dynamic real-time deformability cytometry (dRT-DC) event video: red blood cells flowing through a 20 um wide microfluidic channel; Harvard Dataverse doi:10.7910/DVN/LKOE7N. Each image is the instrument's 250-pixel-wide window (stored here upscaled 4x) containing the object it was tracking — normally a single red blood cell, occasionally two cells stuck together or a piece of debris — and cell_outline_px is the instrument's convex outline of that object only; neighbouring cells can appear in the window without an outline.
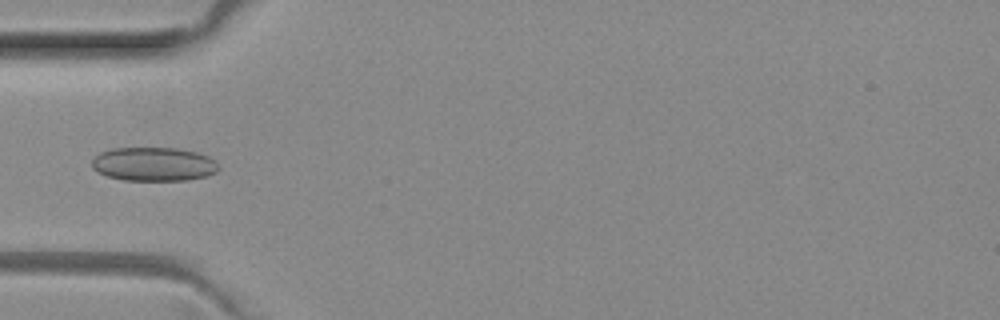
{"species": "common noctule bat (a hibernating species)", "species_latin": "Nyctalus noctula", "temperature_condition": "room temperature", "stored_images_in_passage": 6, "camera_frame_rate_fps": 3000, "um_per_image_px": 0.085, "animal": {"sex": "female", "body_mass_g": 29.2, "forearm_length_mm": 56.3}, "frame": {"image": 1, "passage_image": 5, "time_ms": 1.333, "image_size_px": [1000, 320], "cell_outline_px": [[220, 168], [216, 172], [208, 176], [188, 180], [124, 180], [108, 176], [92, 168], [92, 160], [100, 152], [112, 148], [176, 148], [200, 152], [216, 160], [220, 164]], "centroid_in_image_um": [13.13, 13.94], "position_along_channel_um": 71.9, "area_um2": 25.2}}
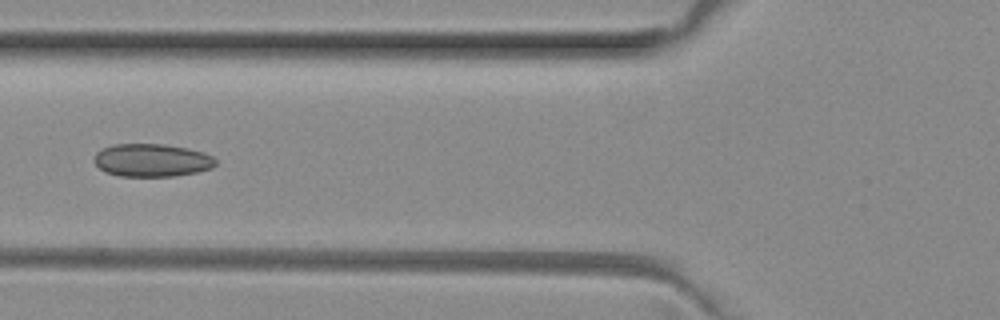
{"frame": {"image": 2, "passage_image": 6, "time_ms": 1.667, "image_size_px": [1000, 320], "cell_outline_px": [[216, 164], [212, 168], [196, 172], [176, 176], [120, 176], [104, 172], [92, 160], [96, 152], [112, 144], [164, 144], [188, 148], [204, 152], [212, 156], [216, 160]], "centroid_in_image_um": [12.9, 13.62], "position_along_channel_um": 112.9, "area_um2": 23.47}}